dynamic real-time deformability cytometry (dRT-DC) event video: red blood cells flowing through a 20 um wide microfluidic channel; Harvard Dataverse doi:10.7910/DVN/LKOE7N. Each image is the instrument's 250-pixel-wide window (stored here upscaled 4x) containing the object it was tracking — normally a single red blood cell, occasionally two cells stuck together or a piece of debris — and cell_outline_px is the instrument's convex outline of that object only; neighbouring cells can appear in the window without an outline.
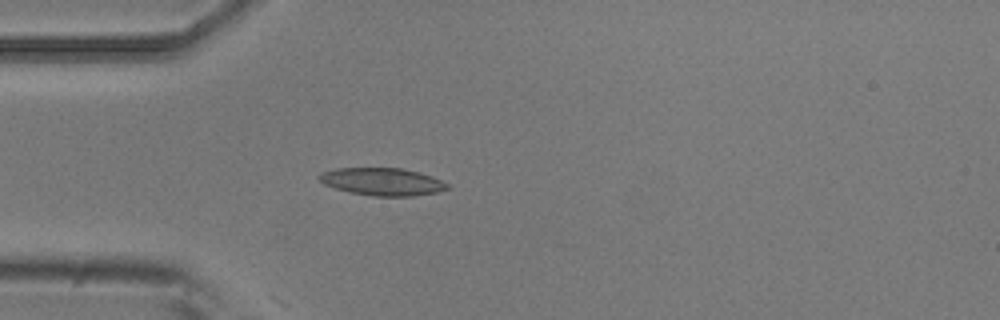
{"species": "common noctule bat (a hibernating species)", "species_latin": "Nyctalus noctula", "temperature_condition": "room temperature", "stored_images_in_passage": 3, "camera_frame_rate_fps": 3000, "um_per_image_px": 0.085, "animal": {"sex": "male", "body_mass_g": 20.5, "forearm_length_mm": 52.5}, "frame": {"image": 1, "passage_image": 3, "time_ms": 0.667, "image_size_px": [1000, 320], "cell_outline_px": [[452, 188], [436, 192], [412, 196], [372, 196], [352, 192], [336, 188], [324, 184], [320, 180], [320, 176], [324, 172], [336, 168], [400, 168], [420, 172], [432, 176], [448, 184]], "centroid_in_image_um": [32.56, 15.44], "position_along_channel_um": 52.4, "area_um2": 20.35}}